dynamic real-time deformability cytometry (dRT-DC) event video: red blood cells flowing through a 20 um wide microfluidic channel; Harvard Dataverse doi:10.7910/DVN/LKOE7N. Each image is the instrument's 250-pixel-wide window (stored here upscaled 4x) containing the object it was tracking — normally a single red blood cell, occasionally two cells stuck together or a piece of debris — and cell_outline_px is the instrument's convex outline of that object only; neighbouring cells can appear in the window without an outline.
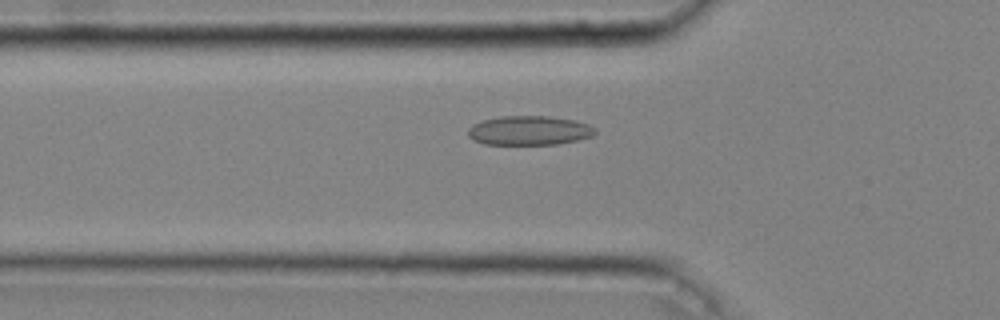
{"species": "common noctule bat (a hibernating species)", "species_latin": "Nyctalus noctula", "temperature_condition": "cold", "stored_images_in_passage": 42, "camera_frame_rate_fps": 3000, "um_per_image_px": 0.085, "animal": {"sex": "male", "body_mass_g": 20.4}, "frame": {"image": 1, "passage_image": 16, "time_ms": 5.0, "image_size_px": [1000, 320], "cell_outline_px": [[596, 132], [592, 136], [576, 140], [556, 144], [484, 144], [468, 136], [468, 128], [472, 124], [484, 120], [500, 116], [548, 116], [576, 120], [588, 124], [596, 128]], "centroid_in_image_um": [44.99, 11.08], "position_along_channel_um": 80.8, "area_um2": 21.62}}
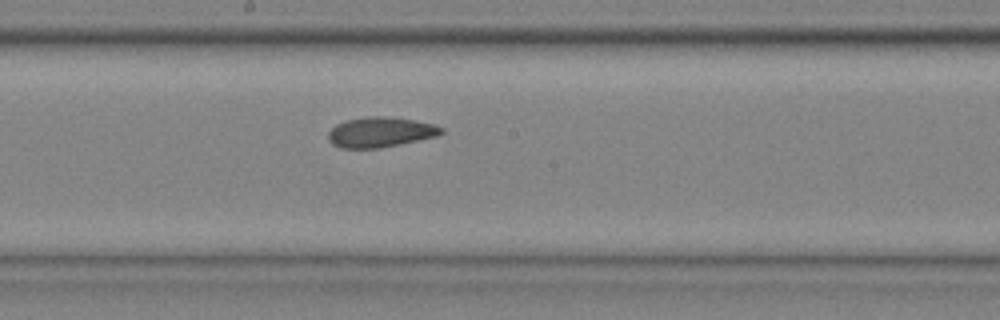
{"frame": {"image": 2, "passage_image": 26, "time_ms": 8.333, "image_size_px": [1000, 320], "cell_outline_px": [[444, 132], [436, 136], [400, 144], [380, 148], [340, 148], [332, 144], [328, 140], [328, 132], [336, 124], [344, 120], [368, 116], [384, 116], [412, 120], [432, 124], [444, 128]], "centroid_in_image_um": [32.29, 11.23], "position_along_channel_um": 215.9, "area_um2": 19.83}}
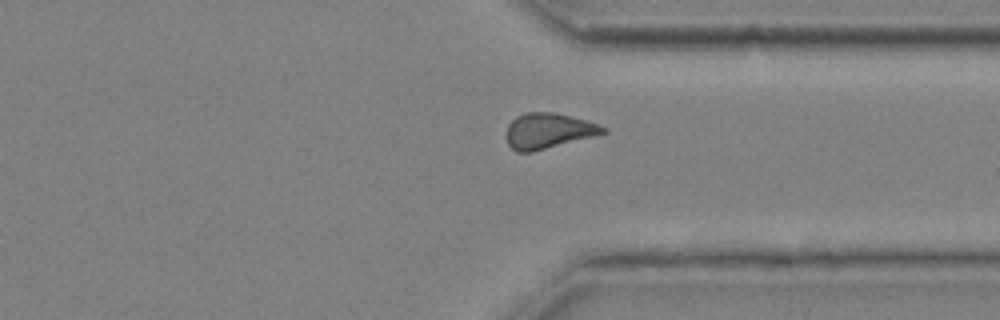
{"frame": {"image": 3, "passage_image": 37, "time_ms": 12.0, "image_size_px": [1000, 320], "cell_outline_px": [[608, 132], [596, 136], [532, 152], [516, 152], [508, 144], [508, 124], [516, 116], [524, 112], [556, 112], [572, 116], [596, 124], [604, 128]], "centroid_in_image_um": [46.6, 11.12], "position_along_channel_um": 364.8, "area_um2": 19.88}, "authors_computed_cell_mechanics": {"area_um2": 20.5479, "velocity_mm_per_s": 4.0447, "shape_relaxation_time_tau1_ms": 9.2193, "shape_relaxation_time_tau2_ms": 1.8642, "deformation_change_tau1": 0.1456, "deformation_change_tau2": 0.066}}